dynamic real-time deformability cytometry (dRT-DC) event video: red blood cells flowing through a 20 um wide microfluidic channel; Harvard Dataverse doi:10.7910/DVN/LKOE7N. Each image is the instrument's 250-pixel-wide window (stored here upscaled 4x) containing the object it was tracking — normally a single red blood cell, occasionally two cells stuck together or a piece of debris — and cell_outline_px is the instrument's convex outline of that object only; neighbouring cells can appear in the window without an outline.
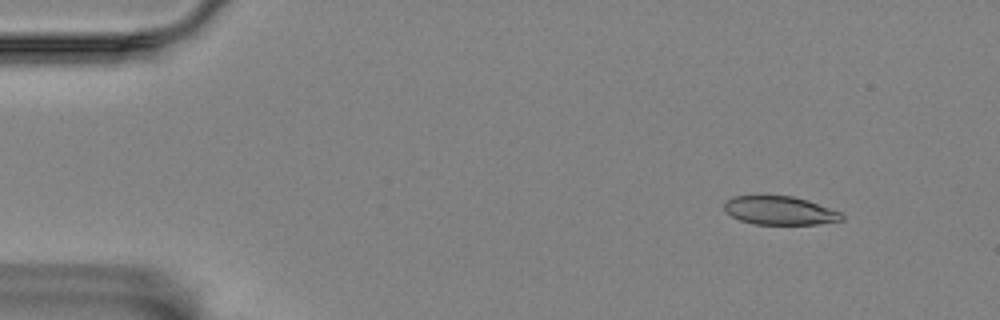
{"species": "Egyptian fruit bat (a non-hibernating species)", "species_latin": "Rousettus aegyptiacus", "temperature_condition": "room temperature", "stored_images_in_passage": 55, "camera_frame_rate_fps": 3000, "um_per_image_px": 0.085, "animal": {"sex": "female"}, "frame": {"image": 1, "passage_image": 4, "time_ms": 1.0, "image_size_px": [1000, 320], "cell_outline_px": [[844, 220], [816, 224], [752, 224], [740, 220], [724, 212], [724, 200], [732, 196], [756, 192], [792, 196], [808, 200], [840, 212], [844, 216]], "centroid_in_image_um": [66.17, 17.84], "position_along_channel_um": 18.8, "area_um2": 20.46}}
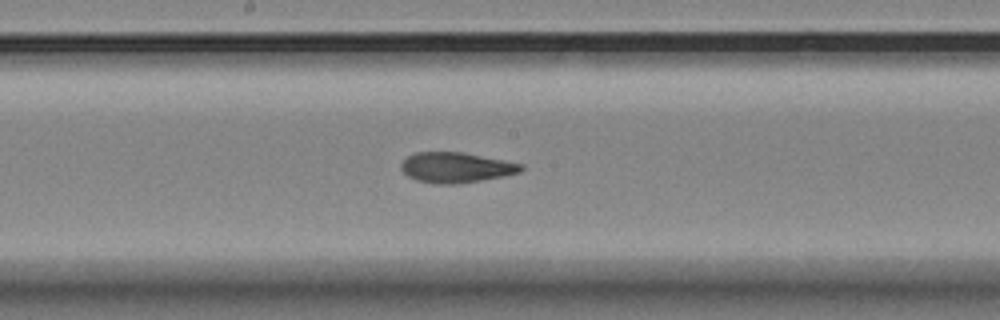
{"frame": {"image": 2, "passage_image": 28, "time_ms": 9.0, "image_size_px": [1000, 320], "cell_outline_px": [[524, 168], [520, 172], [504, 176], [460, 184], [436, 184], [416, 180], [408, 176], [400, 168], [400, 164], [408, 156], [416, 152], [464, 152], [524, 164]], "centroid_in_image_um": [38.77, 14.24], "position_along_channel_um": 209.4, "area_um2": 21.33}}
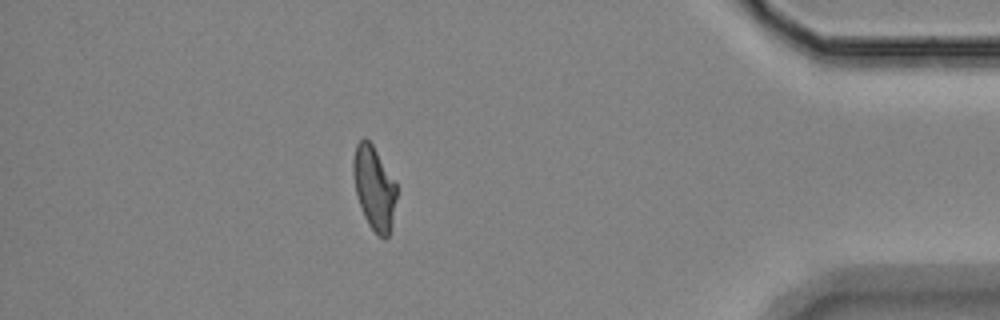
{"frame": {"image": 3, "passage_image": 48, "time_ms": 15.667, "image_size_px": [1000, 320], "cell_outline_px": [[396, 196], [392, 224], [388, 236], [384, 240], [368, 224], [364, 216], [356, 196], [352, 172], [352, 160], [356, 144], [364, 136], [372, 144], [396, 184]], "centroid_in_image_um": [31.77, 15.96], "position_along_channel_um": 403.4, "area_um2": 20.98}, "authors_computed_cell_mechanics": {"area_um2": 21.3282, "velocity_mm_per_s": 3.5179, "shape_relaxation_time_tau1_ms": 9.2695, "shape_relaxation_time_tau2_ms": 1.8681, "deformation_change_tau1": 0.2459, "deformation_change_tau2": 0.0904}}